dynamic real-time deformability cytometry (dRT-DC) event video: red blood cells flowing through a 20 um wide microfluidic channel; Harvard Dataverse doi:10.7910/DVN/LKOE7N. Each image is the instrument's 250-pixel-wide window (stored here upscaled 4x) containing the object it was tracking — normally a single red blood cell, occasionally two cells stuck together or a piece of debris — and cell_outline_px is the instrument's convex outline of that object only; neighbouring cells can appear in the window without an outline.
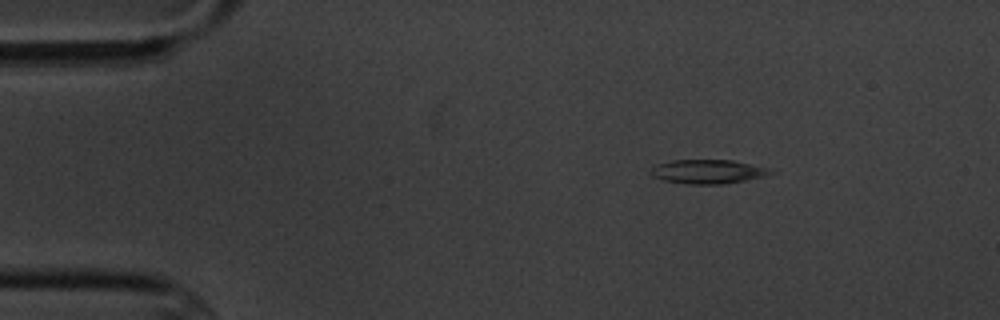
{"species": "common noctule bat (a hibernating species)", "species_latin": "Nyctalus noctula", "temperature_condition": "cold", "stored_images_in_passage": 9, "camera_frame_rate_fps": 3000, "um_per_image_px": 0.085, "animal": {"sex": "male", "body_mass_g": 20.1, "forearm_length_mm": 53.5}, "frame": {"image": 1, "passage_image": 1, "time_ms": 0.0, "image_size_px": [1000, 320], "cell_outline_px": [[776, 172], [764, 176], [724, 184], [688, 184], [664, 180], [652, 176], [648, 172], [648, 168], [656, 164], [672, 160], [732, 160], [768, 168]], "centroid_in_image_um": [60.1, 14.58], "position_along_channel_um": 24.9, "area_um2": 16.82}}
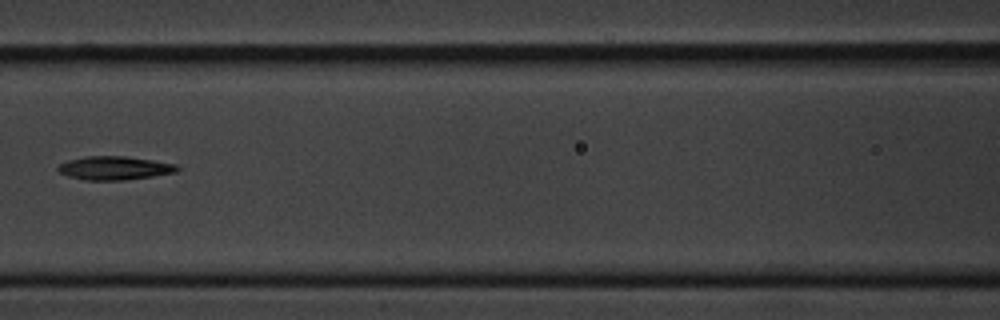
{"frame": {"image": 2, "passage_image": 6, "time_ms": 5.667, "image_size_px": [1000, 320], "cell_outline_px": [[180, 168], [176, 172], [152, 176], [124, 180], [84, 180], [68, 176], [60, 172], [56, 168], [60, 164], [68, 160], [84, 156], [128, 156], [180, 164]], "centroid_in_image_um": [9.77, 14.27], "position_along_channel_um": 156.8, "area_um2": 16.53}}
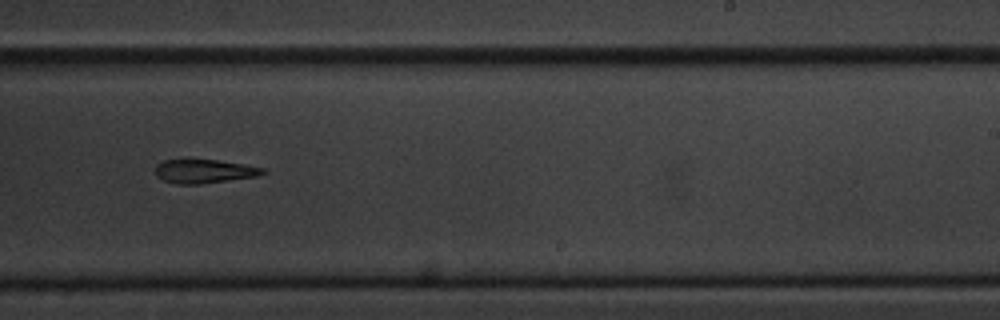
{"frame": {"image": 3, "passage_image": 9, "time_ms": 9.0, "image_size_px": [1000, 320], "cell_outline_px": [[268, 172], [256, 176], [200, 184], [176, 184], [164, 180], [156, 176], [156, 164], [164, 160], [184, 156], [216, 160], [244, 164], [264, 168]], "centroid_in_image_um": [17.29, 14.51], "position_along_channel_um": 271.7, "area_um2": 15.49}}